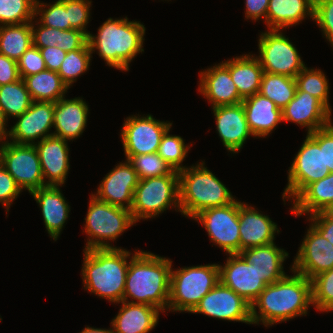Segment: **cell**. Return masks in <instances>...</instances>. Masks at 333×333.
<instances>
[{
    "mask_svg": "<svg viewBox=\"0 0 333 333\" xmlns=\"http://www.w3.org/2000/svg\"><path fill=\"white\" fill-rule=\"evenodd\" d=\"M292 272L294 275H285L261 291L251 304L252 324L261 322L268 327L307 314L312 304L311 280L293 270Z\"/></svg>",
    "mask_w": 333,
    "mask_h": 333,
    "instance_id": "1",
    "label": "cell"
},
{
    "mask_svg": "<svg viewBox=\"0 0 333 333\" xmlns=\"http://www.w3.org/2000/svg\"><path fill=\"white\" fill-rule=\"evenodd\" d=\"M171 269L170 259L135 251L130 258L122 301L148 304L165 312L170 298Z\"/></svg>",
    "mask_w": 333,
    "mask_h": 333,
    "instance_id": "2",
    "label": "cell"
},
{
    "mask_svg": "<svg viewBox=\"0 0 333 333\" xmlns=\"http://www.w3.org/2000/svg\"><path fill=\"white\" fill-rule=\"evenodd\" d=\"M131 252L120 248L84 249V289L112 303L123 300ZM128 258V259H127Z\"/></svg>",
    "mask_w": 333,
    "mask_h": 333,
    "instance_id": "3",
    "label": "cell"
},
{
    "mask_svg": "<svg viewBox=\"0 0 333 333\" xmlns=\"http://www.w3.org/2000/svg\"><path fill=\"white\" fill-rule=\"evenodd\" d=\"M145 27L140 21L128 18H108L99 28L97 36L88 35L90 50L98 51L107 66L121 71H129L130 62L143 49Z\"/></svg>",
    "mask_w": 333,
    "mask_h": 333,
    "instance_id": "4",
    "label": "cell"
},
{
    "mask_svg": "<svg viewBox=\"0 0 333 333\" xmlns=\"http://www.w3.org/2000/svg\"><path fill=\"white\" fill-rule=\"evenodd\" d=\"M180 212L193 219L199 212L231 204L235 198L202 161L178 171Z\"/></svg>",
    "mask_w": 333,
    "mask_h": 333,
    "instance_id": "5",
    "label": "cell"
},
{
    "mask_svg": "<svg viewBox=\"0 0 333 333\" xmlns=\"http://www.w3.org/2000/svg\"><path fill=\"white\" fill-rule=\"evenodd\" d=\"M219 264L171 269L168 309L191 313L200 300L219 282Z\"/></svg>",
    "mask_w": 333,
    "mask_h": 333,
    "instance_id": "6",
    "label": "cell"
},
{
    "mask_svg": "<svg viewBox=\"0 0 333 333\" xmlns=\"http://www.w3.org/2000/svg\"><path fill=\"white\" fill-rule=\"evenodd\" d=\"M135 223L130 210L108 204L91 194L85 217L88 239L84 249L118 248L108 241H115Z\"/></svg>",
    "mask_w": 333,
    "mask_h": 333,
    "instance_id": "7",
    "label": "cell"
},
{
    "mask_svg": "<svg viewBox=\"0 0 333 333\" xmlns=\"http://www.w3.org/2000/svg\"><path fill=\"white\" fill-rule=\"evenodd\" d=\"M283 201L294 200L309 184L330 174L324 164V128L307 134L288 170Z\"/></svg>",
    "mask_w": 333,
    "mask_h": 333,
    "instance_id": "8",
    "label": "cell"
},
{
    "mask_svg": "<svg viewBox=\"0 0 333 333\" xmlns=\"http://www.w3.org/2000/svg\"><path fill=\"white\" fill-rule=\"evenodd\" d=\"M169 207L178 208L180 212L178 171L173 170L163 176L139 179L130 209L135 222L156 217Z\"/></svg>",
    "mask_w": 333,
    "mask_h": 333,
    "instance_id": "9",
    "label": "cell"
},
{
    "mask_svg": "<svg viewBox=\"0 0 333 333\" xmlns=\"http://www.w3.org/2000/svg\"><path fill=\"white\" fill-rule=\"evenodd\" d=\"M259 56L264 72L295 78L305 67L296 47L279 29L260 34Z\"/></svg>",
    "mask_w": 333,
    "mask_h": 333,
    "instance_id": "10",
    "label": "cell"
},
{
    "mask_svg": "<svg viewBox=\"0 0 333 333\" xmlns=\"http://www.w3.org/2000/svg\"><path fill=\"white\" fill-rule=\"evenodd\" d=\"M0 163L14 178L21 190L45 187L40 159L35 145L5 141L0 146Z\"/></svg>",
    "mask_w": 333,
    "mask_h": 333,
    "instance_id": "11",
    "label": "cell"
},
{
    "mask_svg": "<svg viewBox=\"0 0 333 333\" xmlns=\"http://www.w3.org/2000/svg\"><path fill=\"white\" fill-rule=\"evenodd\" d=\"M194 220L206 229L211 242L228 254L240 253L239 201L199 212Z\"/></svg>",
    "mask_w": 333,
    "mask_h": 333,
    "instance_id": "12",
    "label": "cell"
},
{
    "mask_svg": "<svg viewBox=\"0 0 333 333\" xmlns=\"http://www.w3.org/2000/svg\"><path fill=\"white\" fill-rule=\"evenodd\" d=\"M171 126L172 123L156 120L150 114L127 117L120 133L125 156L156 153L163 134Z\"/></svg>",
    "mask_w": 333,
    "mask_h": 333,
    "instance_id": "13",
    "label": "cell"
},
{
    "mask_svg": "<svg viewBox=\"0 0 333 333\" xmlns=\"http://www.w3.org/2000/svg\"><path fill=\"white\" fill-rule=\"evenodd\" d=\"M221 320L252 324L251 305L229 287L219 282L191 312Z\"/></svg>",
    "mask_w": 333,
    "mask_h": 333,
    "instance_id": "14",
    "label": "cell"
},
{
    "mask_svg": "<svg viewBox=\"0 0 333 333\" xmlns=\"http://www.w3.org/2000/svg\"><path fill=\"white\" fill-rule=\"evenodd\" d=\"M54 102L32 101L29 109L16 117L17 122L9 130L8 139L16 144L34 145L53 132ZM37 140V142H35Z\"/></svg>",
    "mask_w": 333,
    "mask_h": 333,
    "instance_id": "15",
    "label": "cell"
},
{
    "mask_svg": "<svg viewBox=\"0 0 333 333\" xmlns=\"http://www.w3.org/2000/svg\"><path fill=\"white\" fill-rule=\"evenodd\" d=\"M294 258L290 270L311 280L333 268V245L310 225Z\"/></svg>",
    "mask_w": 333,
    "mask_h": 333,
    "instance_id": "16",
    "label": "cell"
},
{
    "mask_svg": "<svg viewBox=\"0 0 333 333\" xmlns=\"http://www.w3.org/2000/svg\"><path fill=\"white\" fill-rule=\"evenodd\" d=\"M227 255L225 265H218L219 280L251 305L267 285L260 279L253 264L240 254Z\"/></svg>",
    "mask_w": 333,
    "mask_h": 333,
    "instance_id": "17",
    "label": "cell"
},
{
    "mask_svg": "<svg viewBox=\"0 0 333 333\" xmlns=\"http://www.w3.org/2000/svg\"><path fill=\"white\" fill-rule=\"evenodd\" d=\"M138 182L136 170L129 160H126L115 165V168L105 175L93 195L108 204L130 210Z\"/></svg>",
    "mask_w": 333,
    "mask_h": 333,
    "instance_id": "18",
    "label": "cell"
},
{
    "mask_svg": "<svg viewBox=\"0 0 333 333\" xmlns=\"http://www.w3.org/2000/svg\"><path fill=\"white\" fill-rule=\"evenodd\" d=\"M283 122L291 121L307 128V134L332 123L331 112L308 92L296 89L294 98L282 109Z\"/></svg>",
    "mask_w": 333,
    "mask_h": 333,
    "instance_id": "19",
    "label": "cell"
},
{
    "mask_svg": "<svg viewBox=\"0 0 333 333\" xmlns=\"http://www.w3.org/2000/svg\"><path fill=\"white\" fill-rule=\"evenodd\" d=\"M67 143V140L51 135L34 144L40 159L45 186L62 187L65 183L70 168Z\"/></svg>",
    "mask_w": 333,
    "mask_h": 333,
    "instance_id": "20",
    "label": "cell"
},
{
    "mask_svg": "<svg viewBox=\"0 0 333 333\" xmlns=\"http://www.w3.org/2000/svg\"><path fill=\"white\" fill-rule=\"evenodd\" d=\"M280 232L277 224L268 215H263L253 206L239 202L240 252L244 249L274 243Z\"/></svg>",
    "mask_w": 333,
    "mask_h": 333,
    "instance_id": "21",
    "label": "cell"
},
{
    "mask_svg": "<svg viewBox=\"0 0 333 333\" xmlns=\"http://www.w3.org/2000/svg\"><path fill=\"white\" fill-rule=\"evenodd\" d=\"M217 133L229 152L238 153L249 135L253 136L247 123L242 103L212 108Z\"/></svg>",
    "mask_w": 333,
    "mask_h": 333,
    "instance_id": "22",
    "label": "cell"
},
{
    "mask_svg": "<svg viewBox=\"0 0 333 333\" xmlns=\"http://www.w3.org/2000/svg\"><path fill=\"white\" fill-rule=\"evenodd\" d=\"M199 76L198 91L208 99L212 108L237 105L243 101L231 79L229 69L222 62L200 71Z\"/></svg>",
    "mask_w": 333,
    "mask_h": 333,
    "instance_id": "23",
    "label": "cell"
},
{
    "mask_svg": "<svg viewBox=\"0 0 333 333\" xmlns=\"http://www.w3.org/2000/svg\"><path fill=\"white\" fill-rule=\"evenodd\" d=\"M89 107L80 97L61 98L54 103L52 135L64 140L73 141L82 135L87 126Z\"/></svg>",
    "mask_w": 333,
    "mask_h": 333,
    "instance_id": "24",
    "label": "cell"
},
{
    "mask_svg": "<svg viewBox=\"0 0 333 333\" xmlns=\"http://www.w3.org/2000/svg\"><path fill=\"white\" fill-rule=\"evenodd\" d=\"M61 192L60 186H45L30 193L41 208L45 228L54 241L59 238L70 212Z\"/></svg>",
    "mask_w": 333,
    "mask_h": 333,
    "instance_id": "25",
    "label": "cell"
},
{
    "mask_svg": "<svg viewBox=\"0 0 333 333\" xmlns=\"http://www.w3.org/2000/svg\"><path fill=\"white\" fill-rule=\"evenodd\" d=\"M241 103L255 138L268 136L283 121L282 109L258 92L244 98Z\"/></svg>",
    "mask_w": 333,
    "mask_h": 333,
    "instance_id": "26",
    "label": "cell"
},
{
    "mask_svg": "<svg viewBox=\"0 0 333 333\" xmlns=\"http://www.w3.org/2000/svg\"><path fill=\"white\" fill-rule=\"evenodd\" d=\"M249 264H253L260 279L266 284L279 281L287 275L283 262L289 253L275 245V242L265 246L251 247L239 253Z\"/></svg>",
    "mask_w": 333,
    "mask_h": 333,
    "instance_id": "27",
    "label": "cell"
},
{
    "mask_svg": "<svg viewBox=\"0 0 333 333\" xmlns=\"http://www.w3.org/2000/svg\"><path fill=\"white\" fill-rule=\"evenodd\" d=\"M117 316L112 319L114 333H149L159 320V310L148 304H133L121 301Z\"/></svg>",
    "mask_w": 333,
    "mask_h": 333,
    "instance_id": "28",
    "label": "cell"
},
{
    "mask_svg": "<svg viewBox=\"0 0 333 333\" xmlns=\"http://www.w3.org/2000/svg\"><path fill=\"white\" fill-rule=\"evenodd\" d=\"M308 16L314 19V0H269L266 24L268 29L283 31Z\"/></svg>",
    "mask_w": 333,
    "mask_h": 333,
    "instance_id": "29",
    "label": "cell"
},
{
    "mask_svg": "<svg viewBox=\"0 0 333 333\" xmlns=\"http://www.w3.org/2000/svg\"><path fill=\"white\" fill-rule=\"evenodd\" d=\"M222 63L229 69L231 79L243 99L259 92L264 70L257 57L243 54Z\"/></svg>",
    "mask_w": 333,
    "mask_h": 333,
    "instance_id": "30",
    "label": "cell"
},
{
    "mask_svg": "<svg viewBox=\"0 0 333 333\" xmlns=\"http://www.w3.org/2000/svg\"><path fill=\"white\" fill-rule=\"evenodd\" d=\"M295 217L329 210L333 205V173L309 184L293 201Z\"/></svg>",
    "mask_w": 333,
    "mask_h": 333,
    "instance_id": "31",
    "label": "cell"
},
{
    "mask_svg": "<svg viewBox=\"0 0 333 333\" xmlns=\"http://www.w3.org/2000/svg\"><path fill=\"white\" fill-rule=\"evenodd\" d=\"M32 101L57 102L65 97L68 86L57 72L44 70L35 75L23 77Z\"/></svg>",
    "mask_w": 333,
    "mask_h": 333,
    "instance_id": "32",
    "label": "cell"
},
{
    "mask_svg": "<svg viewBox=\"0 0 333 333\" xmlns=\"http://www.w3.org/2000/svg\"><path fill=\"white\" fill-rule=\"evenodd\" d=\"M33 45L32 21L0 26V53L16 62Z\"/></svg>",
    "mask_w": 333,
    "mask_h": 333,
    "instance_id": "33",
    "label": "cell"
},
{
    "mask_svg": "<svg viewBox=\"0 0 333 333\" xmlns=\"http://www.w3.org/2000/svg\"><path fill=\"white\" fill-rule=\"evenodd\" d=\"M296 89L295 78L264 72L258 93L283 109L294 98Z\"/></svg>",
    "mask_w": 333,
    "mask_h": 333,
    "instance_id": "34",
    "label": "cell"
},
{
    "mask_svg": "<svg viewBox=\"0 0 333 333\" xmlns=\"http://www.w3.org/2000/svg\"><path fill=\"white\" fill-rule=\"evenodd\" d=\"M32 103L29 91L22 78L18 81L0 86V108L8 121L26 112Z\"/></svg>",
    "mask_w": 333,
    "mask_h": 333,
    "instance_id": "35",
    "label": "cell"
},
{
    "mask_svg": "<svg viewBox=\"0 0 333 333\" xmlns=\"http://www.w3.org/2000/svg\"><path fill=\"white\" fill-rule=\"evenodd\" d=\"M295 80L299 91L308 92L332 112L329 104L328 80L326 75L320 69H308V67L305 66L295 77Z\"/></svg>",
    "mask_w": 333,
    "mask_h": 333,
    "instance_id": "36",
    "label": "cell"
},
{
    "mask_svg": "<svg viewBox=\"0 0 333 333\" xmlns=\"http://www.w3.org/2000/svg\"><path fill=\"white\" fill-rule=\"evenodd\" d=\"M92 52L89 44L82 49L67 52L58 70L62 81L70 88L77 78L89 70Z\"/></svg>",
    "mask_w": 333,
    "mask_h": 333,
    "instance_id": "37",
    "label": "cell"
},
{
    "mask_svg": "<svg viewBox=\"0 0 333 333\" xmlns=\"http://www.w3.org/2000/svg\"><path fill=\"white\" fill-rule=\"evenodd\" d=\"M169 132L170 128L163 134L157 153L173 170L181 171L186 168L182 163L191 146L185 144L182 137L173 136Z\"/></svg>",
    "mask_w": 333,
    "mask_h": 333,
    "instance_id": "38",
    "label": "cell"
},
{
    "mask_svg": "<svg viewBox=\"0 0 333 333\" xmlns=\"http://www.w3.org/2000/svg\"><path fill=\"white\" fill-rule=\"evenodd\" d=\"M36 0H0V26L22 24L35 19Z\"/></svg>",
    "mask_w": 333,
    "mask_h": 333,
    "instance_id": "39",
    "label": "cell"
},
{
    "mask_svg": "<svg viewBox=\"0 0 333 333\" xmlns=\"http://www.w3.org/2000/svg\"><path fill=\"white\" fill-rule=\"evenodd\" d=\"M34 15L35 18L39 15V18H37L39 19L38 22L43 26L61 30H70V22L68 21V10L65 8V0H57L53 4H45L36 0Z\"/></svg>",
    "mask_w": 333,
    "mask_h": 333,
    "instance_id": "40",
    "label": "cell"
},
{
    "mask_svg": "<svg viewBox=\"0 0 333 333\" xmlns=\"http://www.w3.org/2000/svg\"><path fill=\"white\" fill-rule=\"evenodd\" d=\"M312 305L321 312H333V268L311 279Z\"/></svg>",
    "mask_w": 333,
    "mask_h": 333,
    "instance_id": "41",
    "label": "cell"
},
{
    "mask_svg": "<svg viewBox=\"0 0 333 333\" xmlns=\"http://www.w3.org/2000/svg\"><path fill=\"white\" fill-rule=\"evenodd\" d=\"M126 160H129L133 165L139 179L163 176L173 171L171 166L165 162L157 152L137 156H126Z\"/></svg>",
    "mask_w": 333,
    "mask_h": 333,
    "instance_id": "42",
    "label": "cell"
},
{
    "mask_svg": "<svg viewBox=\"0 0 333 333\" xmlns=\"http://www.w3.org/2000/svg\"><path fill=\"white\" fill-rule=\"evenodd\" d=\"M91 3L90 0H65V8L68 10L70 29H77L87 35L90 34L86 27L90 19Z\"/></svg>",
    "mask_w": 333,
    "mask_h": 333,
    "instance_id": "43",
    "label": "cell"
},
{
    "mask_svg": "<svg viewBox=\"0 0 333 333\" xmlns=\"http://www.w3.org/2000/svg\"><path fill=\"white\" fill-rule=\"evenodd\" d=\"M333 47V0H314V19Z\"/></svg>",
    "mask_w": 333,
    "mask_h": 333,
    "instance_id": "44",
    "label": "cell"
},
{
    "mask_svg": "<svg viewBox=\"0 0 333 333\" xmlns=\"http://www.w3.org/2000/svg\"><path fill=\"white\" fill-rule=\"evenodd\" d=\"M20 77L35 75L46 70L44 58L39 48L31 45L17 61Z\"/></svg>",
    "mask_w": 333,
    "mask_h": 333,
    "instance_id": "45",
    "label": "cell"
},
{
    "mask_svg": "<svg viewBox=\"0 0 333 333\" xmlns=\"http://www.w3.org/2000/svg\"><path fill=\"white\" fill-rule=\"evenodd\" d=\"M22 192L14 178L0 163V203L6 207L7 212L13 201Z\"/></svg>",
    "mask_w": 333,
    "mask_h": 333,
    "instance_id": "46",
    "label": "cell"
},
{
    "mask_svg": "<svg viewBox=\"0 0 333 333\" xmlns=\"http://www.w3.org/2000/svg\"><path fill=\"white\" fill-rule=\"evenodd\" d=\"M35 24L32 20L33 45L37 48L55 47L60 39V29L43 26L38 19H35Z\"/></svg>",
    "mask_w": 333,
    "mask_h": 333,
    "instance_id": "47",
    "label": "cell"
},
{
    "mask_svg": "<svg viewBox=\"0 0 333 333\" xmlns=\"http://www.w3.org/2000/svg\"><path fill=\"white\" fill-rule=\"evenodd\" d=\"M88 44V35L77 29L61 30L60 39L56 44L65 52L82 49Z\"/></svg>",
    "mask_w": 333,
    "mask_h": 333,
    "instance_id": "48",
    "label": "cell"
},
{
    "mask_svg": "<svg viewBox=\"0 0 333 333\" xmlns=\"http://www.w3.org/2000/svg\"><path fill=\"white\" fill-rule=\"evenodd\" d=\"M309 216L311 226L333 245V214L326 210Z\"/></svg>",
    "mask_w": 333,
    "mask_h": 333,
    "instance_id": "49",
    "label": "cell"
},
{
    "mask_svg": "<svg viewBox=\"0 0 333 333\" xmlns=\"http://www.w3.org/2000/svg\"><path fill=\"white\" fill-rule=\"evenodd\" d=\"M20 79L17 62L0 53V86Z\"/></svg>",
    "mask_w": 333,
    "mask_h": 333,
    "instance_id": "50",
    "label": "cell"
},
{
    "mask_svg": "<svg viewBox=\"0 0 333 333\" xmlns=\"http://www.w3.org/2000/svg\"><path fill=\"white\" fill-rule=\"evenodd\" d=\"M39 50L42 57L44 58L46 69L58 72L67 52L63 51L61 48H58L57 46L39 48Z\"/></svg>",
    "mask_w": 333,
    "mask_h": 333,
    "instance_id": "51",
    "label": "cell"
},
{
    "mask_svg": "<svg viewBox=\"0 0 333 333\" xmlns=\"http://www.w3.org/2000/svg\"><path fill=\"white\" fill-rule=\"evenodd\" d=\"M268 6L269 0H245V18L254 21L264 19V22L266 23Z\"/></svg>",
    "mask_w": 333,
    "mask_h": 333,
    "instance_id": "52",
    "label": "cell"
},
{
    "mask_svg": "<svg viewBox=\"0 0 333 333\" xmlns=\"http://www.w3.org/2000/svg\"><path fill=\"white\" fill-rule=\"evenodd\" d=\"M324 164L333 173V123L324 127Z\"/></svg>",
    "mask_w": 333,
    "mask_h": 333,
    "instance_id": "53",
    "label": "cell"
},
{
    "mask_svg": "<svg viewBox=\"0 0 333 333\" xmlns=\"http://www.w3.org/2000/svg\"><path fill=\"white\" fill-rule=\"evenodd\" d=\"M6 123H8V122L5 119V117L2 113V110L0 108V144H2V143H4L5 141L8 140L7 137H8L9 131L6 128V125H7Z\"/></svg>",
    "mask_w": 333,
    "mask_h": 333,
    "instance_id": "54",
    "label": "cell"
},
{
    "mask_svg": "<svg viewBox=\"0 0 333 333\" xmlns=\"http://www.w3.org/2000/svg\"><path fill=\"white\" fill-rule=\"evenodd\" d=\"M80 333H114L111 328L109 329H101V328H94L87 325Z\"/></svg>",
    "mask_w": 333,
    "mask_h": 333,
    "instance_id": "55",
    "label": "cell"
},
{
    "mask_svg": "<svg viewBox=\"0 0 333 333\" xmlns=\"http://www.w3.org/2000/svg\"><path fill=\"white\" fill-rule=\"evenodd\" d=\"M331 214H333V205L330 207V209L328 210Z\"/></svg>",
    "mask_w": 333,
    "mask_h": 333,
    "instance_id": "56",
    "label": "cell"
}]
</instances>
